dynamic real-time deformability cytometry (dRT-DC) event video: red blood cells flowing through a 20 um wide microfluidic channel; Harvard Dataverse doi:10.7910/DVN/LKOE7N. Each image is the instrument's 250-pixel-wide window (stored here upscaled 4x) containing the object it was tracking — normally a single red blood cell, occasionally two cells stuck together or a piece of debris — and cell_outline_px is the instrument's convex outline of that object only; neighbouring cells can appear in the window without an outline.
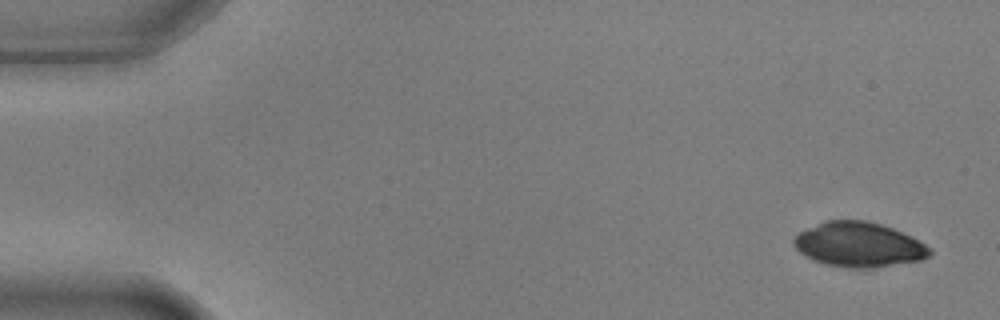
{"species": "common noctule bat (a hibernating species)", "species_latin": "Nyctalus noctula", "temperature_condition": "warm", "stored_images_in_passage": 5, "camera_frame_rate_fps": 3000, "um_per_image_px": 0.085, "animal": {"sex": "male", "body_mass_g": 17.9, "forearm_length_mm": 54.2}, "frame": {"image": 1, "passage_image": 1, "time_ms": 0.0, "image_size_px": [1000, 320], "cell_outline_px": [[932, 252], [928, 256], [920, 260], [872, 268], [848, 268], [824, 264], [812, 260], [800, 252], [792, 244], [792, 240], [800, 232], [824, 220], [864, 220], [880, 224], [892, 228], [932, 248]], "centroid_in_image_um": [72.96, 20.8], "position_along_channel_um": 12.0, "area_um2": 35.2}}